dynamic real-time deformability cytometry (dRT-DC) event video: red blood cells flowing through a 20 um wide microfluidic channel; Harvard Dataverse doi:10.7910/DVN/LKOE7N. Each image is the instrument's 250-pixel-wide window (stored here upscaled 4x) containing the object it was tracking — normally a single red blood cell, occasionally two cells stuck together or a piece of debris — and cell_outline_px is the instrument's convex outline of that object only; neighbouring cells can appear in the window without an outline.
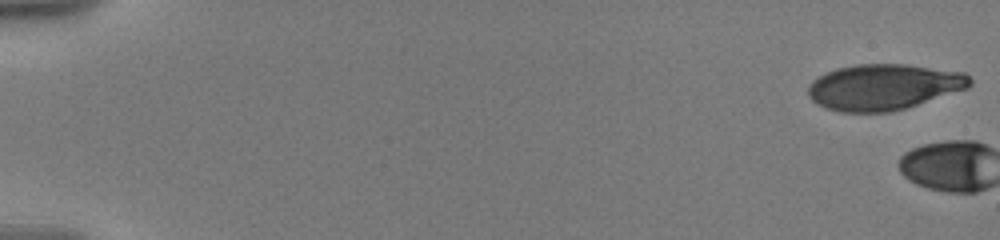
{"species": "human", "species_latin": "Homo sapiens", "temperature_condition": "warm", "stored_images_in_passage": 4, "camera_frame_rate_fps": 3000, "um_per_image_px": 0.085, "donor": {"sex": "male"}, "frame": {"image": 1, "passage_image": 1, "time_ms": 0.0, "image_size_px": [1000, 240], "cell_outline_px": [[972, 84], [968, 88], [892, 112], [840, 112], [816, 104], [808, 96], [808, 84], [812, 80], [824, 72], [836, 68], [860, 64], [904, 64], [964, 72], [972, 80]], "centroid_in_image_um": [75.08, 7.39], "position_along_channel_um": 9.9, "area_um2": 43.29}}